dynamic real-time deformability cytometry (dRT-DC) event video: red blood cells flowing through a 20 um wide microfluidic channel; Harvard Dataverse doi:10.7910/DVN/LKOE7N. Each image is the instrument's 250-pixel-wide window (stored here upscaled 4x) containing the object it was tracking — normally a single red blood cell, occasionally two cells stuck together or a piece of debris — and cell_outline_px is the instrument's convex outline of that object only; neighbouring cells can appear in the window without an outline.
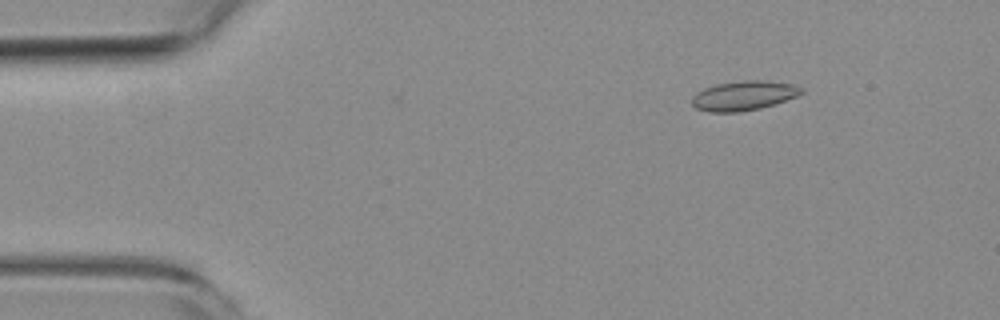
{"species": "common noctule bat (a hibernating species)", "species_latin": "Nyctalus noctula", "temperature_condition": "room temperature", "stored_images_in_passage": 4, "camera_frame_rate_fps": 3000, "um_per_image_px": 0.085, "animal": {"sex": "female", "body_mass_g": 19.3, "forearm_length_mm": 54.1}, "frame": {"image": 1, "passage_image": 1, "time_ms": 0.0, "image_size_px": [1000, 320], "cell_outline_px": [[804, 92], [796, 96], [760, 108], [740, 112], [708, 112], [696, 108], [692, 104], [692, 96], [696, 92], [704, 88], [716, 84], [744, 80], [764, 80], [792, 84], [804, 88]], "centroid_in_image_um": [63.19, 8.12], "position_along_channel_um": 21.8, "area_um2": 18.79}}